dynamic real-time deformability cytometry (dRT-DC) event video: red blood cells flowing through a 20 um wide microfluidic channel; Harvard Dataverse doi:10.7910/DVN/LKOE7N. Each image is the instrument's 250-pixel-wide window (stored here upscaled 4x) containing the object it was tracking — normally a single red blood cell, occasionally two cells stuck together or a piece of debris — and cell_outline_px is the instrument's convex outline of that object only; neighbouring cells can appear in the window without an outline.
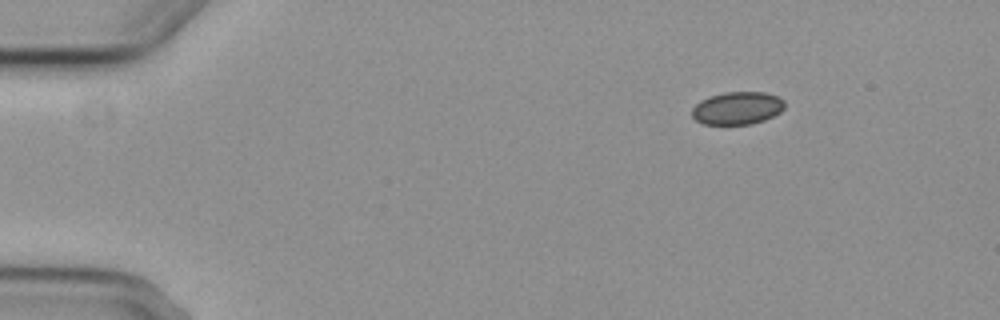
{"species": "common noctule bat (a hibernating species)", "species_latin": "Nyctalus noctula", "temperature_condition": "cold", "stored_images_in_passage": 1, "camera_frame_rate_fps": 3000, "um_per_image_px": 0.085, "animal": {"sex": "female", "body_mass_g": 29.2, "forearm_length_mm": 56.3}, "frame": {"image": 1, "passage_image": 1, "time_ms": 0.0, "image_size_px": [1000, 320], "cell_outline_px": [[784, 108], [780, 112], [764, 120], [752, 124], [704, 124], [696, 120], [692, 116], [692, 108], [700, 100], [708, 96], [724, 92], [764, 92], [776, 96], [784, 100]], "centroid_in_image_um": [62.65, 9.18], "position_along_channel_um": 22.3, "area_um2": 17.69}}